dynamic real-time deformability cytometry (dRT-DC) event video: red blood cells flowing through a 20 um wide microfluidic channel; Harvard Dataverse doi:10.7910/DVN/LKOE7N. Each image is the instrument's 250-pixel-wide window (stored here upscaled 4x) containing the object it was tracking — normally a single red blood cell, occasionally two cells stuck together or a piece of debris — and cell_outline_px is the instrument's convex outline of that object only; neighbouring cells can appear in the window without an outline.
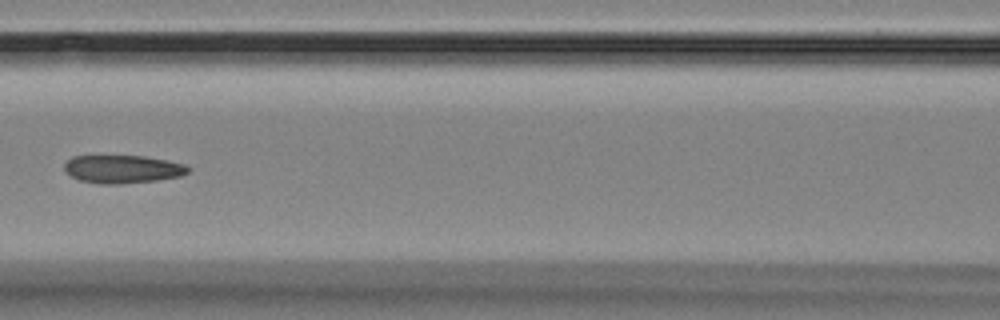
{"species": "Egyptian fruit bat (a non-hibernating species)", "species_latin": "Rousettus aegyptiacus", "temperature_condition": "room temperature", "stored_images_in_passage": 14, "camera_frame_rate_fps": 3000, "um_per_image_px": 0.085, "animal": {"sex": "female"}, "frame": {"image": 1, "passage_image": 5, "time_ms": 4.667, "image_size_px": [1000, 320], "cell_outline_px": [[188, 172], [180, 176], [156, 180], [120, 184], [100, 184], [80, 180], [64, 172], [64, 164], [72, 156], [144, 156], [168, 160], [184, 164], [188, 168]], "centroid_in_image_um": [10.39, 14.37], "position_along_channel_um": 156.2, "area_um2": 20.17}}
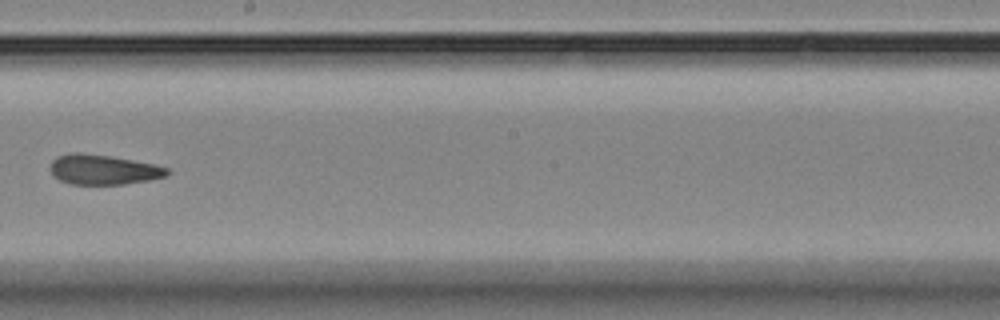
{"frame": {"image": 2, "passage_image": 7, "time_ms": 7.0, "image_size_px": [1000, 320], "cell_outline_px": [[168, 176], [148, 180], [124, 184], [68, 184], [60, 180], [52, 172], [52, 160], [56, 156], [76, 152], [80, 152], [108, 156], [152, 164], [168, 168]], "centroid_in_image_um": [8.77, 14.42], "position_along_channel_um": 239.4, "area_um2": 20.0}}
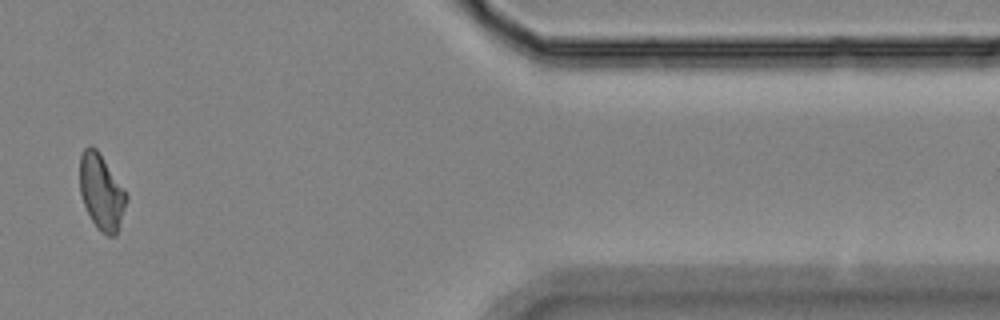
{"frame": {"image": 3, "passage_image": 12, "time_ms": 12.667, "image_size_px": [1000, 320], "cell_outline_px": [[128, 200], [116, 236], [108, 236], [100, 232], [92, 220], [84, 204], [80, 192], [80, 156], [84, 148], [88, 144], [92, 144], [96, 148], [124, 188], [128, 196]], "centroid_in_image_um": [8.63, 16.31], "position_along_channel_um": 402.8, "area_um2": 20.58}, "authors_computed_cell_mechanics": {"area_um2": 20.7502, "velocity_mm_per_s": 3.5886, "shape_relaxation_time_tau1_ms": null, "shape_relaxation_time_tau2_ms": 1.0141, "deformation_change_tau1": null, "deformation_change_tau2": 0.0607}}